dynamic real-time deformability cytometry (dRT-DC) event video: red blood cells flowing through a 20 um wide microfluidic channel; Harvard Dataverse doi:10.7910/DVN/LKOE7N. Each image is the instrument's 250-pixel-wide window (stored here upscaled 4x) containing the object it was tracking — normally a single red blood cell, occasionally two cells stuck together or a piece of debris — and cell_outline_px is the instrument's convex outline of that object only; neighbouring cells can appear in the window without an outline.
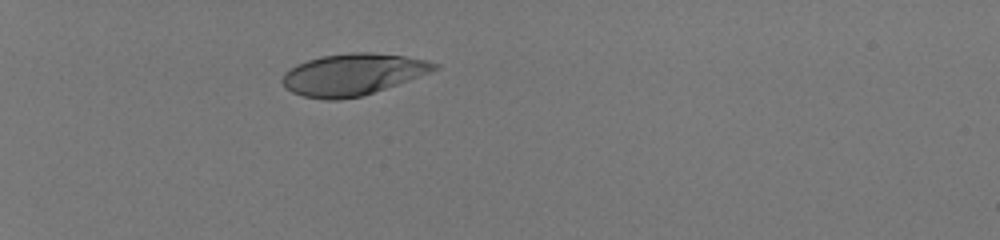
{"species": "human", "species_latin": "Homo sapiens", "temperature_condition": "room temperature", "stored_images_in_passage": 36, "camera_frame_rate_fps": 3000, "um_per_image_px": 0.085, "donor": {"sex": "male"}, "frame": {"image": 1, "passage_image": 1, "time_ms": 0.0, "image_size_px": [1000, 240], "cell_outline_px": [[440, 68], [364, 96], [340, 100], [324, 100], [304, 96], [292, 92], [284, 88], [280, 80], [284, 72], [296, 64], [320, 56], [352, 52], [372, 52], [404, 56], [428, 60], [440, 64]], "centroid_in_image_um": [29.95, 6.33], "position_along_channel_um": 55.1, "area_um2": 37.11}}
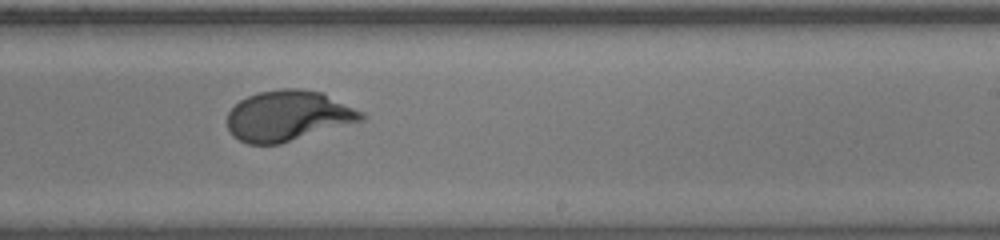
{"frame": {"image": 2, "passage_image": 20, "time_ms": 6.333, "image_size_px": [1000, 240], "cell_outline_px": [[368, 116], [364, 120], [280, 144], [248, 144], [232, 136], [228, 128], [228, 112], [240, 100], [248, 96], [260, 92], [284, 88], [300, 88], [320, 92], [364, 112]], "centroid_in_image_um": [24.5, 9.85], "position_along_channel_um": 264.5, "area_um2": 39.3}}
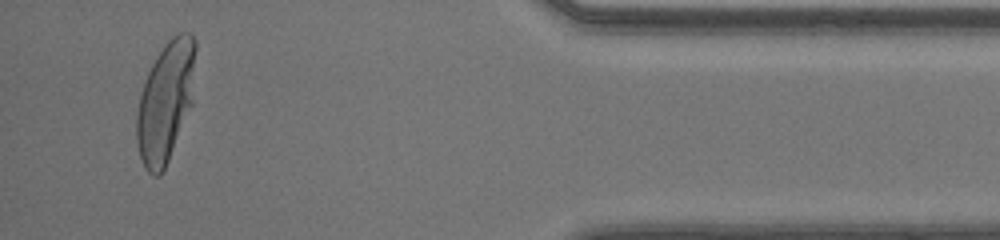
{"frame": {"image": 3, "passage_image": 34, "time_ms": 11.0, "image_size_px": [1000, 240], "cell_outline_px": [[196, 48], [192, 104], [168, 160], [160, 176], [152, 176], [144, 168], [140, 156], [136, 140], [136, 116], [140, 96], [144, 80], [152, 64], [164, 44], [172, 36], [180, 32], [192, 32], [196, 40]], "centroid_in_image_um": [14.08, 8.61], "position_along_channel_um": 421.1, "area_um2": 41.33}, "authors_computed_cell_mechanics": {"area_um2": 39.304, "velocity_mm_per_s": 4.1275, "shape_relaxation_time_tau1_ms": 3.0399, "shape_relaxation_time_tau2_ms": null, "deformation_change_tau1": 0.2027, "deformation_change_tau2": null}}